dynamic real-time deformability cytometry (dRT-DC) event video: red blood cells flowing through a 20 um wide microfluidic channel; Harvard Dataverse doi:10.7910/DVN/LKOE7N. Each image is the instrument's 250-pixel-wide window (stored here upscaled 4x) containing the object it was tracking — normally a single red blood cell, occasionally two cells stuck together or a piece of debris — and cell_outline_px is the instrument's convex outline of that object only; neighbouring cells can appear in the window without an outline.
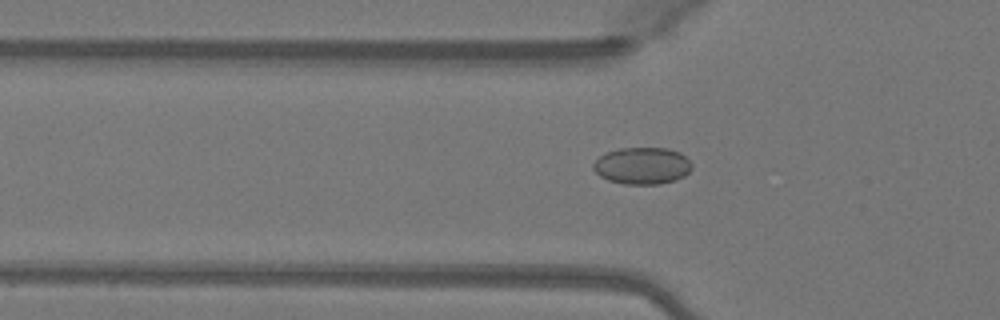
{"species": "Egyptian fruit bat (a non-hibernating species)", "species_latin": "Rousettus aegyptiacus", "temperature_condition": "warm", "stored_images_in_passage": 49, "camera_frame_rate_fps": 3000, "um_per_image_px": 0.085, "animal": {"sex": "female"}, "frame": {"image": 1, "passage_image": 16, "time_ms": 5.0, "image_size_px": [1000, 320], "cell_outline_px": [[692, 168], [684, 176], [676, 180], [660, 184], [624, 184], [608, 180], [600, 176], [592, 168], [592, 164], [600, 156], [608, 152], [620, 148], [668, 148], [680, 152], [692, 164]], "centroid_in_image_um": [54.59, 14.09], "position_along_channel_um": 71.2, "area_um2": 21.21}}
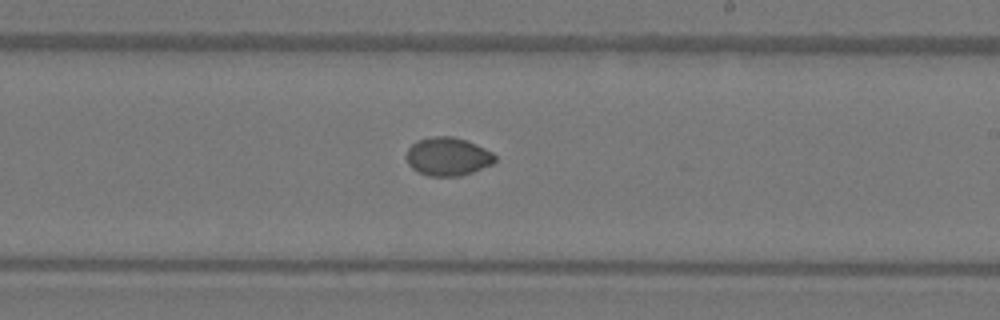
{"frame": {"image": 2, "passage_image": 29, "time_ms": 9.333, "image_size_px": [1000, 320], "cell_outline_px": [[496, 160], [492, 164], [472, 172], [460, 176], [428, 176], [412, 168], [408, 164], [408, 148], [416, 140], [432, 136], [452, 136], [476, 144], [492, 152], [496, 156]], "centroid_in_image_um": [38.07, 13.3], "position_along_channel_um": 250.9, "area_um2": 19.65}}
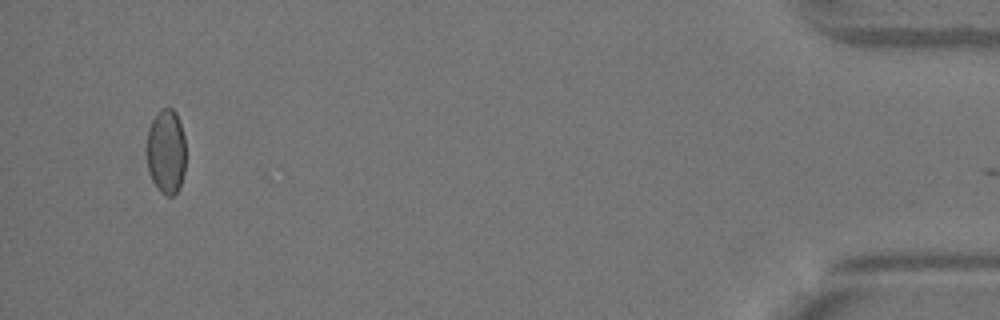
{"frame": {"image": 3, "passage_image": 47, "time_ms": 15.333, "image_size_px": [1000, 320], "cell_outline_px": [[184, 172], [180, 188], [172, 196], [164, 196], [156, 188], [148, 172], [148, 128], [152, 120], [160, 108], [172, 108], [176, 112], [184, 136]], "centroid_in_image_um": [14.12, 12.91], "position_along_channel_um": 421.1, "area_um2": 19.25}, "authors_computed_cell_mechanics": {"area_um2": 19.8832, "velocity_mm_per_s": 4.1282, "shape_relaxation_time_tau1_ms": null, "shape_relaxation_time_tau2_ms": 1.3607, "deformation_change_tau1": null, "deformation_change_tau2": 0.0242}}